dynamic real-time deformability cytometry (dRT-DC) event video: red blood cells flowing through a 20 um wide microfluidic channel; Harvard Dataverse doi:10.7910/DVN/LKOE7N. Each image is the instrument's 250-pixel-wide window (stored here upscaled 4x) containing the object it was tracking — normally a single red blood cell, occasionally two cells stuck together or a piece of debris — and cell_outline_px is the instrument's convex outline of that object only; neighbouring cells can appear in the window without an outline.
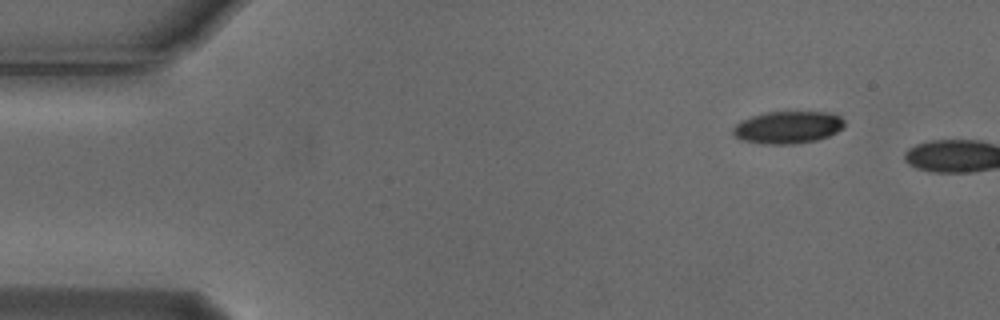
{"species": "Egyptian fruit bat (a non-hibernating species)", "species_latin": "Rousettus aegyptiacus", "temperature_condition": "cold", "stored_images_in_passage": 2, "camera_frame_rate_fps": 3000, "um_per_image_px": 0.085, "animal": {"sex": "male"}, "frame": {"image": 1, "passage_image": 1, "time_ms": 0.0, "image_size_px": [1000, 320], "cell_outline_px": [[844, 128], [828, 136], [816, 140], [792, 144], [768, 144], [740, 140], [732, 132], [732, 128], [740, 120], [764, 112], [832, 112], [840, 116], [844, 120]], "centroid_in_image_um": [66.96, 10.81], "position_along_channel_um": 18.0, "area_um2": 21.1}}